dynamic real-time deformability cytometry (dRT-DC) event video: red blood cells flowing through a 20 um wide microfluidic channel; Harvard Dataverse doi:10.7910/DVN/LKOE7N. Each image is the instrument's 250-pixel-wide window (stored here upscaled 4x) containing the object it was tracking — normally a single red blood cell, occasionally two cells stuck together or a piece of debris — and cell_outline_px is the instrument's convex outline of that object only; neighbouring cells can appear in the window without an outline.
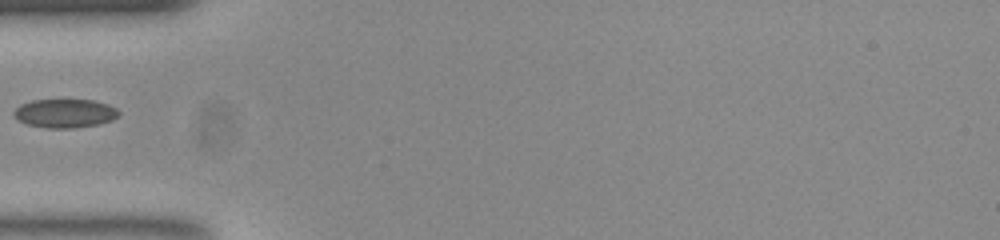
{"species": "common noctule bat (a hibernating species)", "species_latin": "Nyctalus noctula", "temperature_condition": "room temperature", "stored_images_in_passage": 36, "camera_frame_rate_fps": 3000, "um_per_image_px": 0.085, "animal": {"sex": "female", "body_mass_g": 23.0, "forearm_length_mm": 53.4}, "frame": {"image": 1, "passage_image": 1, "time_ms": 0.0, "image_size_px": [1000, 240], "cell_outline_px": [[120, 116], [112, 120], [100, 124], [72, 128], [48, 128], [28, 124], [12, 116], [12, 112], [20, 104], [32, 100], [96, 100], [108, 104], [116, 108], [120, 112]], "centroid_in_image_um": [5.54, 9.63], "position_along_channel_um": 79.5, "area_um2": 17.69}}
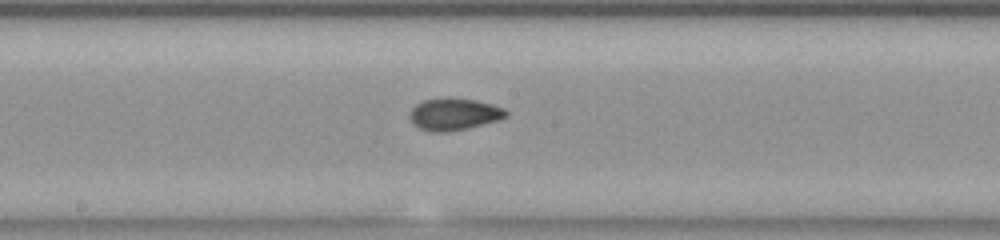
{"frame": {"image": 2, "passage_image": 11, "time_ms": 3.333, "image_size_px": [1000, 240], "cell_outline_px": [[508, 116], [500, 120], [468, 128], [448, 132], [432, 132], [420, 128], [412, 124], [408, 116], [412, 108], [416, 104], [424, 100], [444, 96], [448, 96], [476, 100], [492, 104], [504, 108], [508, 112]], "centroid_in_image_um": [38.59, 9.69], "position_along_channel_um": 209.6, "area_um2": 18.44}}
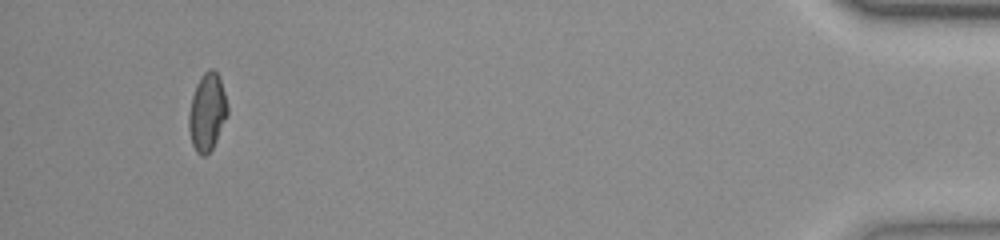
{"frame": {"image": 3, "passage_image": 33, "time_ms": 10.667, "image_size_px": [1000, 240], "cell_outline_px": [[228, 112], [216, 140], [212, 148], [204, 156], [200, 156], [196, 152], [192, 144], [188, 128], [188, 112], [192, 96], [196, 84], [200, 76], [208, 68], [212, 68], [220, 76], [228, 108]], "centroid_in_image_um": [17.58, 9.5], "position_along_channel_um": 417.6, "area_um2": 17.51}}